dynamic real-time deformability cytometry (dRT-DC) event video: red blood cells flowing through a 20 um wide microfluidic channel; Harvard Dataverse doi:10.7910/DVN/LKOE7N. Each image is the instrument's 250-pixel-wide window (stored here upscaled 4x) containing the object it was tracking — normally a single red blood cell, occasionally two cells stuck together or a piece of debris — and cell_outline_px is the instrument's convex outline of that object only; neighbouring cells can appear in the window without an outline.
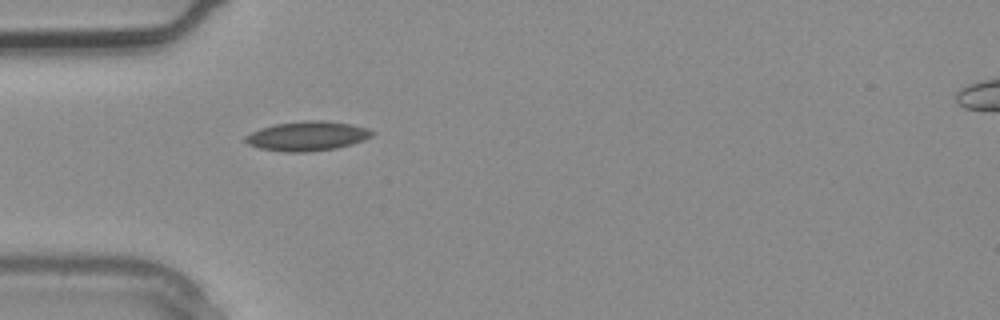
{"species": "common noctule bat (a hibernating species)", "species_latin": "Nyctalus noctula", "temperature_condition": "warm", "stored_images_in_passage": 2, "segment_of_instrument_passage": [1, 2], "camera_frame_rate_fps": 3000, "um_per_image_px": 0.085, "animal": {"sex": "male", "body_mass_g": 20.4}, "frame": {"image": 1, "passage_image": 1, "time_ms": 0.0, "image_size_px": [1000, 320], "cell_outline_px": [[376, 132], [372, 136], [364, 140], [352, 144], [336, 148], [308, 152], [284, 152], [260, 148], [248, 144], [244, 140], [244, 136], [260, 128], [276, 124], [304, 120], [324, 120], [352, 124], [368, 128]], "centroid_in_image_um": [26.14, 11.56], "position_along_channel_um": 58.9, "area_um2": 21.91}}